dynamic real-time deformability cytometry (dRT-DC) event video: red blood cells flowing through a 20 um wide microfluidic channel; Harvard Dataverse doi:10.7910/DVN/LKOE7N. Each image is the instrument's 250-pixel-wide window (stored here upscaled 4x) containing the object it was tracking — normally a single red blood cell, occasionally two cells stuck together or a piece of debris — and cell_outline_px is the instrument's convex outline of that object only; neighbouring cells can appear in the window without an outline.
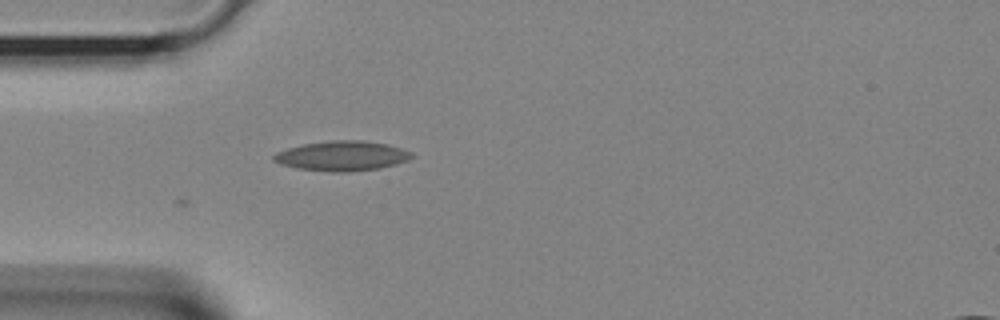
{"species": "Egyptian fruit bat (a non-hibernating species)", "species_latin": "Rousettus aegyptiacus", "temperature_condition": "room temperature", "stored_images_in_passage": 29, "camera_frame_rate_fps": 3000, "um_per_image_px": 0.085, "animal": {"sex": "female"}, "frame": {"image": 1, "passage_image": 1, "time_ms": 0.0, "image_size_px": [1000, 320], "cell_outline_px": [[416, 156], [408, 160], [396, 164], [380, 168], [348, 172], [332, 172], [296, 168], [280, 164], [272, 160], [272, 156], [276, 152], [288, 148], [304, 144], [332, 140], [364, 140], [388, 144], [412, 152]], "centroid_in_image_um": [29.09, 13.25], "position_along_channel_um": 55.9, "area_um2": 24.16}}
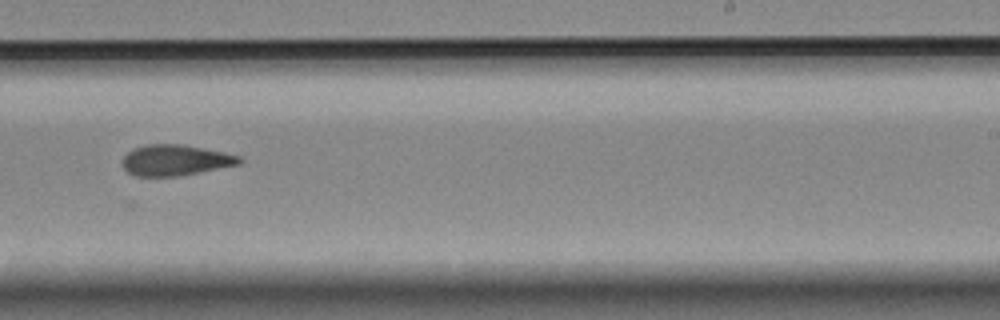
{"frame": {"image": 2, "passage_image": 14, "time_ms": 4.333, "image_size_px": [1000, 320], "cell_outline_px": [[244, 160], [240, 164], [180, 176], [136, 176], [128, 172], [124, 168], [124, 156], [132, 148], [144, 144], [180, 144], [224, 152], [240, 156]], "centroid_in_image_um": [14.92, 13.61], "position_along_channel_um": 274.1, "area_um2": 20.98}}
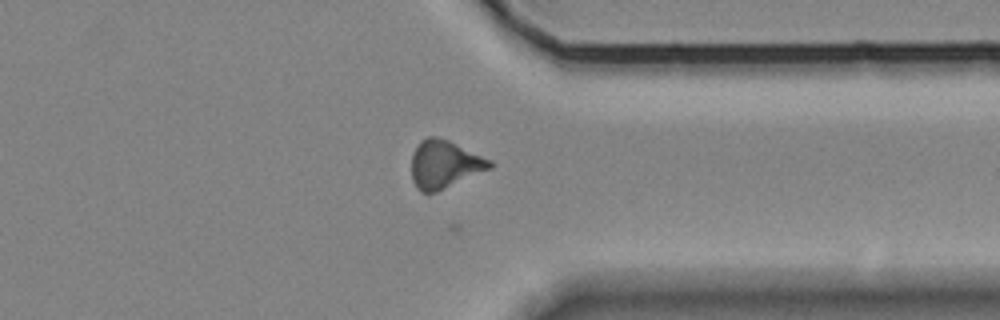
{"frame": {"image": 3, "passage_image": 20, "time_ms": 6.333, "image_size_px": [1000, 320], "cell_outline_px": [[496, 164], [492, 168], [436, 192], [420, 192], [416, 188], [412, 180], [412, 152], [420, 140], [428, 136], [436, 136], [448, 140], [492, 160]], "centroid_in_image_um": [37.78, 13.96], "position_along_channel_um": 373.6, "area_um2": 22.02}}